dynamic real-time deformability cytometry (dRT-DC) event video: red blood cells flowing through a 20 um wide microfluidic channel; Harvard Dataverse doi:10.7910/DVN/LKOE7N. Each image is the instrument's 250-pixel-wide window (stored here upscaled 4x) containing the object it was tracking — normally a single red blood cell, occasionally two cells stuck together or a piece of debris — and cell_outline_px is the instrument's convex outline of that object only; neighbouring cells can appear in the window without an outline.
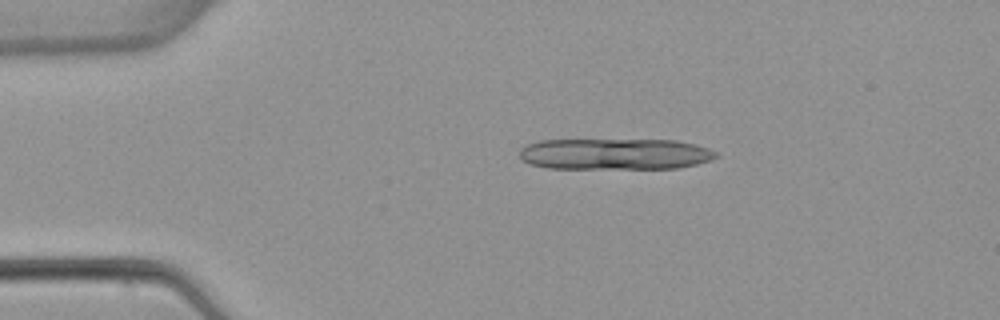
{"species": "common noctule bat (a hibernating species)", "species_latin": "Nyctalus noctula", "temperature_condition": "warm", "stored_images_in_passage": 5, "camera_frame_rate_fps": 3000, "um_per_image_px": 0.085, "animal": {"sex": "female", "body_mass_g": 22.7, "forearm_length_mm": 54.2}, "frame": {"image": 1, "passage_image": 3, "time_ms": 2.333, "image_size_px": [1000, 320], "cell_outline_px": [[720, 156], [712, 160], [680, 168], [548, 168], [532, 164], [524, 160], [520, 156], [520, 148], [528, 144], [540, 140], [676, 140], [696, 144], [708, 148], [716, 152]], "centroid_in_image_um": [52.32, 13.09], "position_along_channel_um": 32.7, "area_um2": 35.78}}
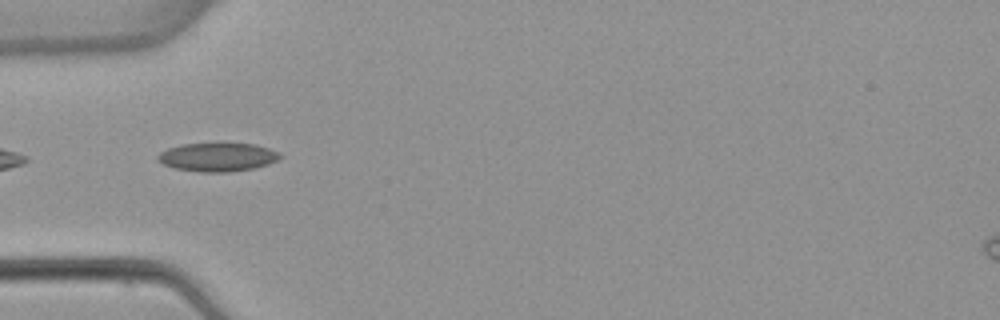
{"frame": {"image": 2, "passage_image": 5, "time_ms": 4.667, "image_size_px": [1000, 320], "cell_outline_px": [[284, 156], [268, 164], [252, 168], [228, 172], [204, 172], [176, 168], [164, 164], [156, 160], [156, 156], [160, 152], [168, 148], [184, 144], [220, 140], [256, 144], [280, 152]], "centroid_in_image_um": [18.51, 13.29], "position_along_channel_um": 66.5, "area_um2": 21.15}}